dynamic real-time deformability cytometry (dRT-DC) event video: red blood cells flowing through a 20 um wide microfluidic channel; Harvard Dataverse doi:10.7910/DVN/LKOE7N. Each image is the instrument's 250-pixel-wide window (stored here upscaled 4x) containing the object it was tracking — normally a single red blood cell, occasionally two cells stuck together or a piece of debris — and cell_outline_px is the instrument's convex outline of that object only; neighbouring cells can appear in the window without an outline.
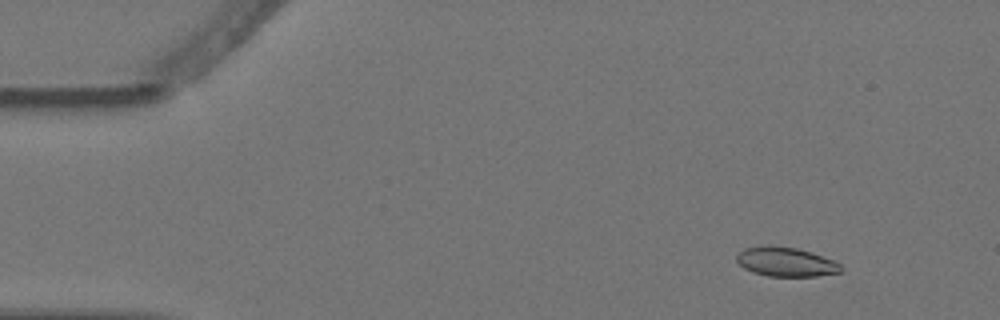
{"species": "Egyptian fruit bat (a non-hibernating species)", "species_latin": "Rousettus aegyptiacus", "temperature_condition": "warm", "stored_images_in_passage": 3, "camera_frame_rate_fps": 3000, "um_per_image_px": 0.085, "animal": {"sex": "female"}, "frame": {"image": 1, "passage_image": 2, "time_ms": 0.333, "image_size_px": [1000, 320], "cell_outline_px": [[840, 272], [816, 276], [768, 276], [752, 272], [744, 268], [736, 260], [736, 256], [744, 248], [772, 244], [796, 248], [812, 252], [836, 260], [840, 264]], "centroid_in_image_um": [66.79, 22.24], "position_along_channel_um": 18.2, "area_um2": 17.92}}
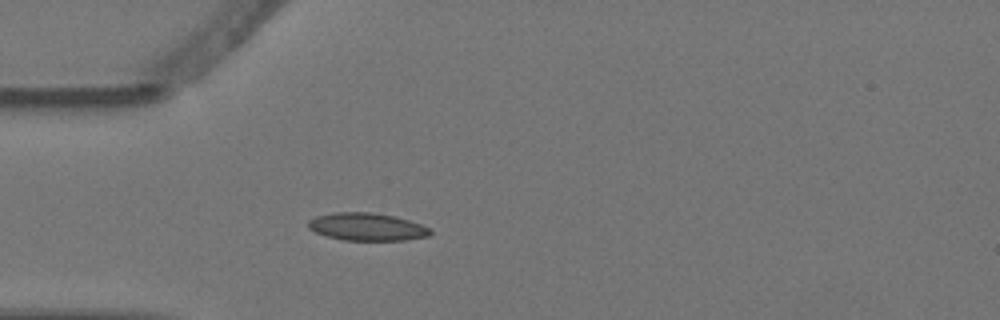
{"frame": {"image": 2, "passage_image": 3, "time_ms": 0.667, "image_size_px": [1000, 320], "cell_outline_px": [[432, 232], [428, 236], [404, 240], [344, 240], [324, 236], [308, 228], [308, 220], [316, 216], [336, 212], [372, 212], [396, 216], [432, 228]], "centroid_in_image_um": [31.19, 19.27], "position_along_channel_um": 53.8, "area_um2": 19.77}}